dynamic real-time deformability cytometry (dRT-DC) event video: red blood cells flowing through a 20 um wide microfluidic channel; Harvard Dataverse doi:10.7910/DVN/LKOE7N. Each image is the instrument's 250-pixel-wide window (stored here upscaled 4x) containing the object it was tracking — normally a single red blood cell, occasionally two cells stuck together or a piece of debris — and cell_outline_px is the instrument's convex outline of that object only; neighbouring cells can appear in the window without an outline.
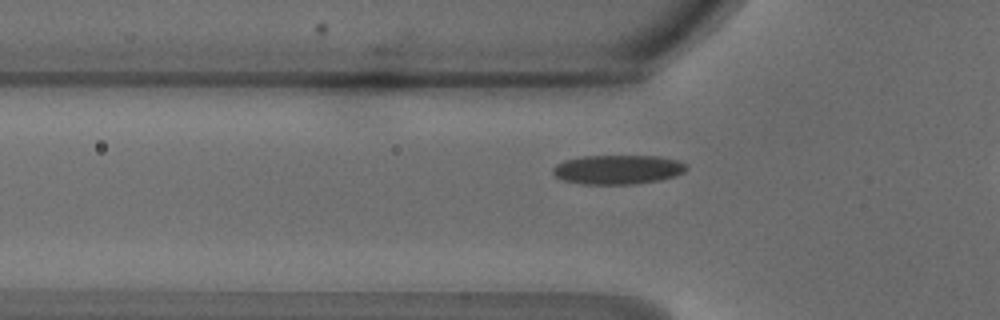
{"species": "common noctule bat (a hibernating species)", "species_latin": "Nyctalus noctula", "temperature_condition": "warm", "stored_images_in_passage": 34, "camera_frame_rate_fps": 3000, "um_per_image_px": 0.085, "animal": {"sex": "male", "body_mass_g": 18.8}, "frame": {"image": 1, "passage_image": 10, "time_ms": 3.0, "image_size_px": [1000, 320], "cell_outline_px": [[688, 168], [684, 172], [676, 176], [660, 180], [632, 184], [584, 184], [564, 180], [556, 176], [552, 172], [552, 168], [556, 164], [564, 160], [584, 156], [656, 156], [676, 160], [688, 164]], "centroid_in_image_um": [52.53, 14.41], "position_along_channel_um": 73.3, "area_um2": 22.77}}
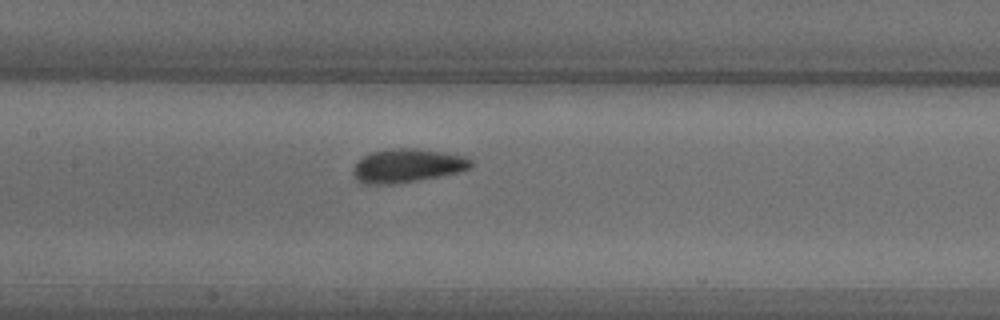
{"frame": {"image": 2, "passage_image": 17, "time_ms": 5.333, "image_size_px": [1000, 320], "cell_outline_px": [[472, 168], [460, 172], [396, 184], [360, 184], [356, 180], [352, 172], [352, 168], [364, 156], [372, 152], [392, 148], [416, 148], [444, 152], [468, 156], [472, 160]], "centroid_in_image_um": [34.64, 14.08], "position_along_channel_um": 172.8, "area_um2": 23.35}}
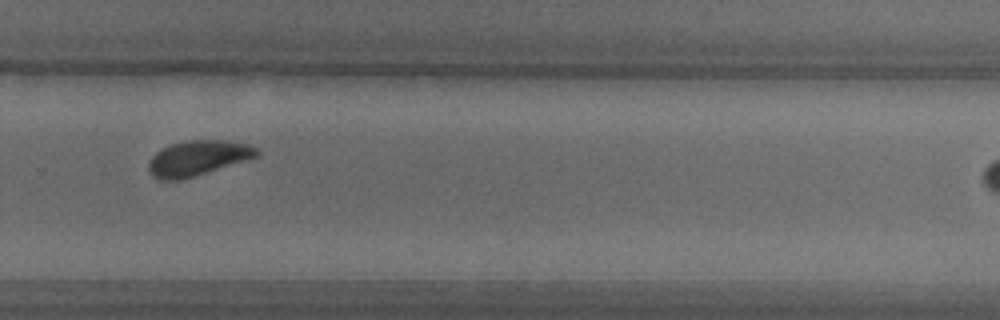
{"frame": {"image": 3, "passage_image": 27, "time_ms": 8.667, "image_size_px": [1000, 320], "cell_outline_px": [[260, 156], [248, 160], [180, 180], [160, 180], [152, 176], [148, 172], [148, 160], [156, 152], [172, 144], [188, 140], [224, 140], [248, 144], [256, 148], [260, 152]], "centroid_in_image_um": [16.81, 13.44], "position_along_channel_um": 313.0, "area_um2": 22.2}}